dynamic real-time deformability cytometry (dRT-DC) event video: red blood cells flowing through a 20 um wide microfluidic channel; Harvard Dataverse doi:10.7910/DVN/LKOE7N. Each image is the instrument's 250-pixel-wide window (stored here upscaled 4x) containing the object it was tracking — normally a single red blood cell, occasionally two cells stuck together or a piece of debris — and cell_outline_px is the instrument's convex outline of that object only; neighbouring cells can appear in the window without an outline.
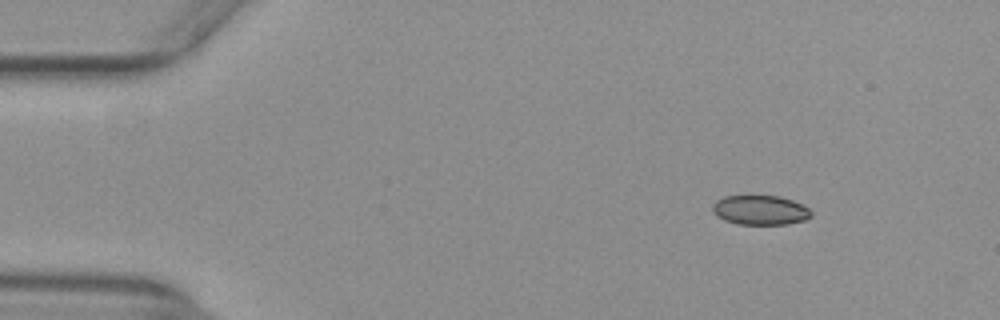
{"species": "common noctule bat (a hibernating species)", "species_latin": "Nyctalus noctula", "temperature_condition": "warm", "stored_images_in_passage": 14, "camera_frame_rate_fps": 3000, "um_per_image_px": 0.085, "animal": {"sex": "female", "body_mass_g": 29.2, "forearm_length_mm": 56.3}, "frame": {"image": 1, "passage_image": 4, "time_ms": 1.0, "image_size_px": [1000, 320], "cell_outline_px": [[812, 216], [804, 220], [788, 224], [736, 224], [724, 220], [716, 216], [712, 212], [712, 204], [716, 200], [724, 196], [780, 196], [804, 204], [812, 212]], "centroid_in_image_um": [64.61, 17.86], "position_along_channel_um": 20.4, "area_um2": 17.17}}